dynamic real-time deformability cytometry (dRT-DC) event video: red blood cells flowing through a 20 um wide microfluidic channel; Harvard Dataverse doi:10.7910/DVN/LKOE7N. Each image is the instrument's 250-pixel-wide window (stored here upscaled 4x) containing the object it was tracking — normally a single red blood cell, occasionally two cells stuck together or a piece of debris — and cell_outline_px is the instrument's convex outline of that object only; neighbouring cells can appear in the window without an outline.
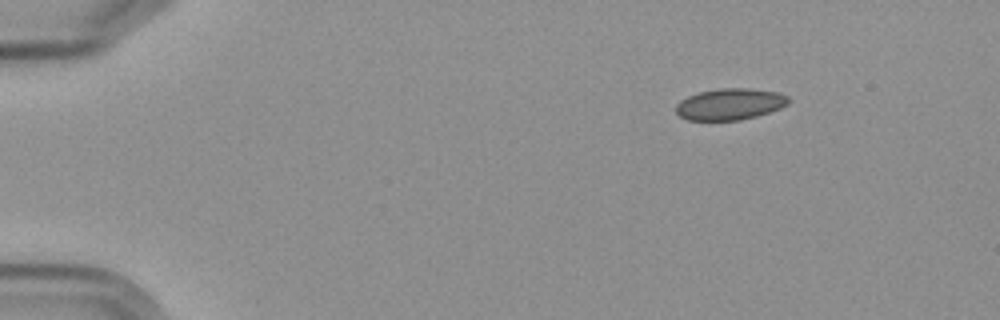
{"species": "Egyptian fruit bat (a non-hibernating species)", "species_latin": "Rousettus aegyptiacus", "temperature_condition": "cold", "stored_images_in_passage": 7, "segment_of_instrument_passage": [2, 2], "camera_frame_rate_fps": 3000, "um_per_image_px": 0.085, "frame": {"image": 1, "passage_image": 7, "time_ms": 7.0, "image_size_px": [1000, 320], "cell_outline_px": [[788, 104], [780, 108], [756, 116], [740, 120], [688, 120], [680, 116], [676, 112], [676, 104], [680, 100], [688, 96], [700, 92], [720, 88], [748, 88], [776, 92], [788, 96]], "centroid_in_image_um": [62.02, 8.85], "position_along_channel_um": 23.0, "area_um2": 20.46}}